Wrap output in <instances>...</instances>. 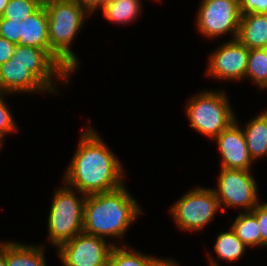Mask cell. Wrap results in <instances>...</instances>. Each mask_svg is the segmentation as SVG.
<instances>
[{
    "mask_svg": "<svg viewBox=\"0 0 267 266\" xmlns=\"http://www.w3.org/2000/svg\"><path fill=\"white\" fill-rule=\"evenodd\" d=\"M12 58L24 65L51 93H59L52 83L54 78L69 82L70 75L44 49L16 45Z\"/></svg>",
    "mask_w": 267,
    "mask_h": 266,
    "instance_id": "11",
    "label": "cell"
},
{
    "mask_svg": "<svg viewBox=\"0 0 267 266\" xmlns=\"http://www.w3.org/2000/svg\"><path fill=\"white\" fill-rule=\"evenodd\" d=\"M40 7H46L48 5L58 3L64 0H35Z\"/></svg>",
    "mask_w": 267,
    "mask_h": 266,
    "instance_id": "32",
    "label": "cell"
},
{
    "mask_svg": "<svg viewBox=\"0 0 267 266\" xmlns=\"http://www.w3.org/2000/svg\"><path fill=\"white\" fill-rule=\"evenodd\" d=\"M81 7L85 8L90 14L101 8L102 5L109 0H74Z\"/></svg>",
    "mask_w": 267,
    "mask_h": 266,
    "instance_id": "29",
    "label": "cell"
},
{
    "mask_svg": "<svg viewBox=\"0 0 267 266\" xmlns=\"http://www.w3.org/2000/svg\"><path fill=\"white\" fill-rule=\"evenodd\" d=\"M220 203L213 189L197 187L171 206L175 223L184 231H201L214 219Z\"/></svg>",
    "mask_w": 267,
    "mask_h": 266,
    "instance_id": "6",
    "label": "cell"
},
{
    "mask_svg": "<svg viewBox=\"0 0 267 266\" xmlns=\"http://www.w3.org/2000/svg\"><path fill=\"white\" fill-rule=\"evenodd\" d=\"M0 91L12 93L50 92L24 65L11 58L0 65Z\"/></svg>",
    "mask_w": 267,
    "mask_h": 266,
    "instance_id": "13",
    "label": "cell"
},
{
    "mask_svg": "<svg viewBox=\"0 0 267 266\" xmlns=\"http://www.w3.org/2000/svg\"><path fill=\"white\" fill-rule=\"evenodd\" d=\"M209 261H210L211 266H219L218 260L217 259L215 260L210 255H209Z\"/></svg>",
    "mask_w": 267,
    "mask_h": 266,
    "instance_id": "34",
    "label": "cell"
},
{
    "mask_svg": "<svg viewBox=\"0 0 267 266\" xmlns=\"http://www.w3.org/2000/svg\"><path fill=\"white\" fill-rule=\"evenodd\" d=\"M0 266H6V242L0 243Z\"/></svg>",
    "mask_w": 267,
    "mask_h": 266,
    "instance_id": "31",
    "label": "cell"
},
{
    "mask_svg": "<svg viewBox=\"0 0 267 266\" xmlns=\"http://www.w3.org/2000/svg\"><path fill=\"white\" fill-rule=\"evenodd\" d=\"M149 266H180L175 260L153 257Z\"/></svg>",
    "mask_w": 267,
    "mask_h": 266,
    "instance_id": "30",
    "label": "cell"
},
{
    "mask_svg": "<svg viewBox=\"0 0 267 266\" xmlns=\"http://www.w3.org/2000/svg\"><path fill=\"white\" fill-rule=\"evenodd\" d=\"M106 20L117 24H129L140 15V0H109L102 7Z\"/></svg>",
    "mask_w": 267,
    "mask_h": 266,
    "instance_id": "18",
    "label": "cell"
},
{
    "mask_svg": "<svg viewBox=\"0 0 267 266\" xmlns=\"http://www.w3.org/2000/svg\"><path fill=\"white\" fill-rule=\"evenodd\" d=\"M249 49L238 39L224 42L212 52L206 75L235 82L246 77Z\"/></svg>",
    "mask_w": 267,
    "mask_h": 266,
    "instance_id": "10",
    "label": "cell"
},
{
    "mask_svg": "<svg viewBox=\"0 0 267 266\" xmlns=\"http://www.w3.org/2000/svg\"><path fill=\"white\" fill-rule=\"evenodd\" d=\"M245 78L252 79L261 90L267 89V53L264 48L249 50Z\"/></svg>",
    "mask_w": 267,
    "mask_h": 266,
    "instance_id": "22",
    "label": "cell"
},
{
    "mask_svg": "<svg viewBox=\"0 0 267 266\" xmlns=\"http://www.w3.org/2000/svg\"><path fill=\"white\" fill-rule=\"evenodd\" d=\"M63 185L55 191L47 223L50 243L57 248L83 232L84 203L87 196L82 194L79 198L74 189Z\"/></svg>",
    "mask_w": 267,
    "mask_h": 266,
    "instance_id": "5",
    "label": "cell"
},
{
    "mask_svg": "<svg viewBox=\"0 0 267 266\" xmlns=\"http://www.w3.org/2000/svg\"><path fill=\"white\" fill-rule=\"evenodd\" d=\"M40 6L35 0H9L2 18L22 21L36 12Z\"/></svg>",
    "mask_w": 267,
    "mask_h": 266,
    "instance_id": "23",
    "label": "cell"
},
{
    "mask_svg": "<svg viewBox=\"0 0 267 266\" xmlns=\"http://www.w3.org/2000/svg\"><path fill=\"white\" fill-rule=\"evenodd\" d=\"M222 160L221 168L251 170L252 160L242 127L237 119L224 129L215 139Z\"/></svg>",
    "mask_w": 267,
    "mask_h": 266,
    "instance_id": "12",
    "label": "cell"
},
{
    "mask_svg": "<svg viewBox=\"0 0 267 266\" xmlns=\"http://www.w3.org/2000/svg\"><path fill=\"white\" fill-rule=\"evenodd\" d=\"M250 171L221 168L218 188L213 190L226 214V207H243L251 211L260 202L257 183Z\"/></svg>",
    "mask_w": 267,
    "mask_h": 266,
    "instance_id": "8",
    "label": "cell"
},
{
    "mask_svg": "<svg viewBox=\"0 0 267 266\" xmlns=\"http://www.w3.org/2000/svg\"><path fill=\"white\" fill-rule=\"evenodd\" d=\"M113 243L81 232L58 247L63 266H108Z\"/></svg>",
    "mask_w": 267,
    "mask_h": 266,
    "instance_id": "9",
    "label": "cell"
},
{
    "mask_svg": "<svg viewBox=\"0 0 267 266\" xmlns=\"http://www.w3.org/2000/svg\"><path fill=\"white\" fill-rule=\"evenodd\" d=\"M237 39L249 50L267 46V14L241 15Z\"/></svg>",
    "mask_w": 267,
    "mask_h": 266,
    "instance_id": "15",
    "label": "cell"
},
{
    "mask_svg": "<svg viewBox=\"0 0 267 266\" xmlns=\"http://www.w3.org/2000/svg\"><path fill=\"white\" fill-rule=\"evenodd\" d=\"M196 22L197 30L207 38L232 34L237 39L240 24L239 0H201Z\"/></svg>",
    "mask_w": 267,
    "mask_h": 266,
    "instance_id": "7",
    "label": "cell"
},
{
    "mask_svg": "<svg viewBox=\"0 0 267 266\" xmlns=\"http://www.w3.org/2000/svg\"><path fill=\"white\" fill-rule=\"evenodd\" d=\"M225 91H202L186 104L191 127L208 138L215 139L236 117Z\"/></svg>",
    "mask_w": 267,
    "mask_h": 266,
    "instance_id": "4",
    "label": "cell"
},
{
    "mask_svg": "<svg viewBox=\"0 0 267 266\" xmlns=\"http://www.w3.org/2000/svg\"><path fill=\"white\" fill-rule=\"evenodd\" d=\"M6 266H46L44 247L6 242Z\"/></svg>",
    "mask_w": 267,
    "mask_h": 266,
    "instance_id": "17",
    "label": "cell"
},
{
    "mask_svg": "<svg viewBox=\"0 0 267 266\" xmlns=\"http://www.w3.org/2000/svg\"><path fill=\"white\" fill-rule=\"evenodd\" d=\"M240 14L247 13H266L267 0H239Z\"/></svg>",
    "mask_w": 267,
    "mask_h": 266,
    "instance_id": "27",
    "label": "cell"
},
{
    "mask_svg": "<svg viewBox=\"0 0 267 266\" xmlns=\"http://www.w3.org/2000/svg\"><path fill=\"white\" fill-rule=\"evenodd\" d=\"M45 9L48 14L50 56L71 75L79 63L70 46L84 25L87 15L91 14L74 0L54 3Z\"/></svg>",
    "mask_w": 267,
    "mask_h": 266,
    "instance_id": "3",
    "label": "cell"
},
{
    "mask_svg": "<svg viewBox=\"0 0 267 266\" xmlns=\"http://www.w3.org/2000/svg\"><path fill=\"white\" fill-rule=\"evenodd\" d=\"M239 213V216L233 222L232 230L237 237L248 247H262V237L259 230V224L256 215L252 211Z\"/></svg>",
    "mask_w": 267,
    "mask_h": 266,
    "instance_id": "19",
    "label": "cell"
},
{
    "mask_svg": "<svg viewBox=\"0 0 267 266\" xmlns=\"http://www.w3.org/2000/svg\"><path fill=\"white\" fill-rule=\"evenodd\" d=\"M140 207L124 185L113 191L87 195L83 232L104 239L123 237L138 215L143 213Z\"/></svg>",
    "mask_w": 267,
    "mask_h": 266,
    "instance_id": "2",
    "label": "cell"
},
{
    "mask_svg": "<svg viewBox=\"0 0 267 266\" xmlns=\"http://www.w3.org/2000/svg\"><path fill=\"white\" fill-rule=\"evenodd\" d=\"M246 248L247 246L237 237L232 228L230 231L220 232L213 247L217 258L229 262L239 260Z\"/></svg>",
    "mask_w": 267,
    "mask_h": 266,
    "instance_id": "20",
    "label": "cell"
},
{
    "mask_svg": "<svg viewBox=\"0 0 267 266\" xmlns=\"http://www.w3.org/2000/svg\"><path fill=\"white\" fill-rule=\"evenodd\" d=\"M17 45L44 49L50 55L48 14L45 7H40L21 21V39Z\"/></svg>",
    "mask_w": 267,
    "mask_h": 266,
    "instance_id": "14",
    "label": "cell"
},
{
    "mask_svg": "<svg viewBox=\"0 0 267 266\" xmlns=\"http://www.w3.org/2000/svg\"><path fill=\"white\" fill-rule=\"evenodd\" d=\"M8 93L0 91V144L2 145L3 138L6 134L12 131H18L16 122L12 116V112L8 108L6 102L4 101V96Z\"/></svg>",
    "mask_w": 267,
    "mask_h": 266,
    "instance_id": "24",
    "label": "cell"
},
{
    "mask_svg": "<svg viewBox=\"0 0 267 266\" xmlns=\"http://www.w3.org/2000/svg\"><path fill=\"white\" fill-rule=\"evenodd\" d=\"M243 133L253 161L267 156V110L249 120Z\"/></svg>",
    "mask_w": 267,
    "mask_h": 266,
    "instance_id": "16",
    "label": "cell"
},
{
    "mask_svg": "<svg viewBox=\"0 0 267 266\" xmlns=\"http://www.w3.org/2000/svg\"><path fill=\"white\" fill-rule=\"evenodd\" d=\"M123 247H112L108 266H149L150 260L154 257L129 248L126 244H123Z\"/></svg>",
    "mask_w": 267,
    "mask_h": 266,
    "instance_id": "21",
    "label": "cell"
},
{
    "mask_svg": "<svg viewBox=\"0 0 267 266\" xmlns=\"http://www.w3.org/2000/svg\"><path fill=\"white\" fill-rule=\"evenodd\" d=\"M0 36L17 45L21 39V21L9 20L0 16Z\"/></svg>",
    "mask_w": 267,
    "mask_h": 266,
    "instance_id": "25",
    "label": "cell"
},
{
    "mask_svg": "<svg viewBox=\"0 0 267 266\" xmlns=\"http://www.w3.org/2000/svg\"><path fill=\"white\" fill-rule=\"evenodd\" d=\"M78 143L64 175L66 185L80 195L109 192L124 185L122 163L91 126L82 132Z\"/></svg>",
    "mask_w": 267,
    "mask_h": 266,
    "instance_id": "1",
    "label": "cell"
},
{
    "mask_svg": "<svg viewBox=\"0 0 267 266\" xmlns=\"http://www.w3.org/2000/svg\"><path fill=\"white\" fill-rule=\"evenodd\" d=\"M257 217L258 224H259V232L262 237V247L267 246V202L265 203H258L252 210H251Z\"/></svg>",
    "mask_w": 267,
    "mask_h": 266,
    "instance_id": "26",
    "label": "cell"
},
{
    "mask_svg": "<svg viewBox=\"0 0 267 266\" xmlns=\"http://www.w3.org/2000/svg\"><path fill=\"white\" fill-rule=\"evenodd\" d=\"M9 0H0V16L3 14Z\"/></svg>",
    "mask_w": 267,
    "mask_h": 266,
    "instance_id": "33",
    "label": "cell"
},
{
    "mask_svg": "<svg viewBox=\"0 0 267 266\" xmlns=\"http://www.w3.org/2000/svg\"><path fill=\"white\" fill-rule=\"evenodd\" d=\"M16 44L0 36V65L10 60Z\"/></svg>",
    "mask_w": 267,
    "mask_h": 266,
    "instance_id": "28",
    "label": "cell"
}]
</instances>
